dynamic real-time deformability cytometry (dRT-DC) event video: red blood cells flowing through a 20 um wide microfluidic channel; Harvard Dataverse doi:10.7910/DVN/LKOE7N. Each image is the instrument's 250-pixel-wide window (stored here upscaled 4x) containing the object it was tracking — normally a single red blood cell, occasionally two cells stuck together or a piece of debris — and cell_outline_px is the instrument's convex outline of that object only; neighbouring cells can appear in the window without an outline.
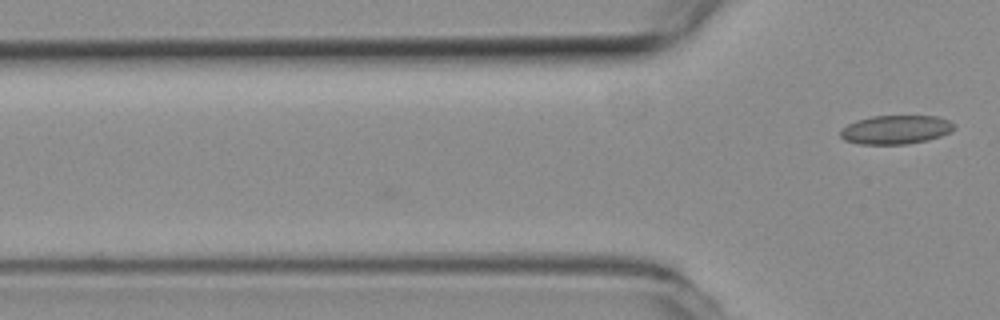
{"species": "common noctule bat (a hibernating species)", "species_latin": "Nyctalus noctula", "temperature_condition": "room temperature", "stored_images_in_passage": 6, "camera_frame_rate_fps": 3000, "um_per_image_px": 0.085, "animal": {"sex": "female", "body_mass_g": 19.3, "forearm_length_mm": 54.1}, "frame": {"image": 1, "passage_image": 6, "time_ms": 1.667, "image_size_px": [1000, 320], "cell_outline_px": [[956, 128], [940, 136], [928, 140], [908, 144], [860, 144], [844, 140], [840, 136], [840, 132], [848, 124], [856, 120], [872, 116], [936, 116], [948, 120], [956, 124]], "centroid_in_image_um": [76.15, 11.02], "position_along_channel_um": 49.6, "area_um2": 19.07}}